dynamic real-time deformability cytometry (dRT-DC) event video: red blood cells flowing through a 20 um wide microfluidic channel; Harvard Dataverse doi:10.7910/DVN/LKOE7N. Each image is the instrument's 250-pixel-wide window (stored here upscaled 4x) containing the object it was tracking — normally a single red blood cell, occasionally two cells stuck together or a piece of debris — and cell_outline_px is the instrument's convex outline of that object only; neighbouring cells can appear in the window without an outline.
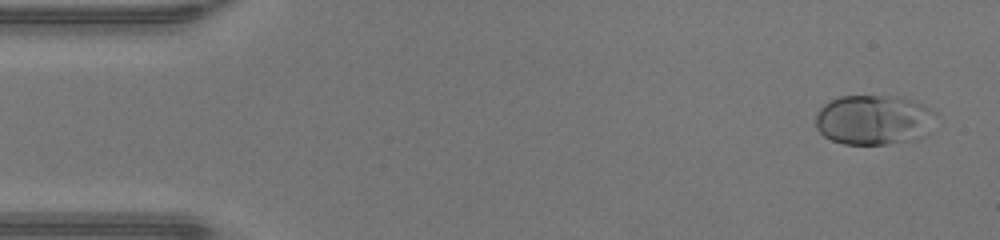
{"species": "human", "species_latin": "Homo sapiens", "temperature_condition": "warm", "stored_images_in_passage": 47, "camera_frame_rate_fps": 3000, "um_per_image_px": 0.085, "donor": {"sex": "male"}, "frame": {"image": 1, "passage_image": 2, "time_ms": 0.333, "image_size_px": [1000, 240], "cell_outline_px": [[936, 112], [928, 136], [916, 140], [884, 144], [844, 144], [832, 140], [824, 136], [816, 128], [816, 116], [820, 108], [828, 100], [840, 96], [900, 96], [916, 100], [924, 104]], "centroid_in_image_um": [74.31, 10.18], "position_along_channel_um": 10.7, "area_um2": 35.55}}
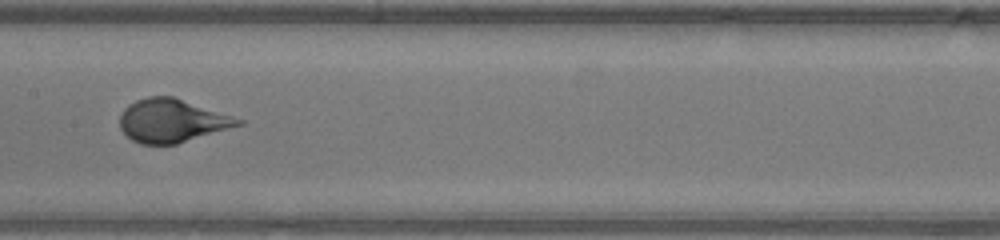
{"frame": {"image": 2, "passage_image": 23, "time_ms": 7.333, "image_size_px": [1000, 240], "cell_outline_px": [[244, 124], [176, 144], [140, 144], [132, 140], [120, 128], [120, 116], [124, 108], [128, 104], [136, 100], [148, 96], [172, 96], [244, 120]], "centroid_in_image_um": [14.59, 10.26], "position_along_channel_um": 192.8, "area_um2": 29.59}}
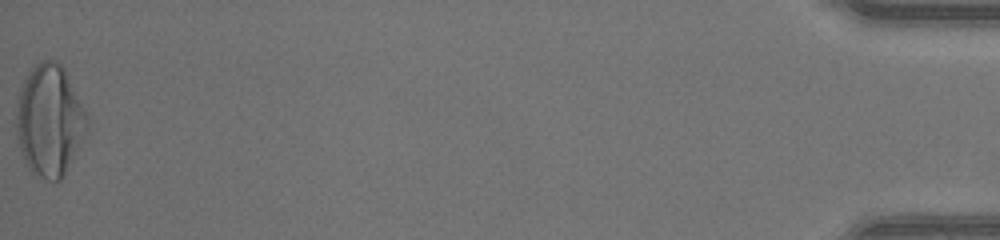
{"frame": {"image": 3, "passage_image": 47, "time_ms": 15.333, "image_size_px": [1000, 240], "cell_outline_px": [[88, 128], [84, 136], [60, 180], [48, 180], [32, 172], [28, 168], [24, 160], [20, 148], [16, 124], [16, 116], [20, 88], [28, 72], [40, 60], [56, 60], [64, 68], [88, 116]], "centroid_in_image_um": [4.21, 10.2], "position_along_channel_um": 431.0, "area_um2": 45.32}, "authors_computed_cell_mechanics": {"area_um2": 30.923, "velocity_mm_per_s": 4.3742, "shape_relaxation_time_tau1_ms": 4.1479, "shape_relaxation_time_tau2_ms": null, "deformation_change_tau1": 0.2329, "deformation_change_tau2": null}}